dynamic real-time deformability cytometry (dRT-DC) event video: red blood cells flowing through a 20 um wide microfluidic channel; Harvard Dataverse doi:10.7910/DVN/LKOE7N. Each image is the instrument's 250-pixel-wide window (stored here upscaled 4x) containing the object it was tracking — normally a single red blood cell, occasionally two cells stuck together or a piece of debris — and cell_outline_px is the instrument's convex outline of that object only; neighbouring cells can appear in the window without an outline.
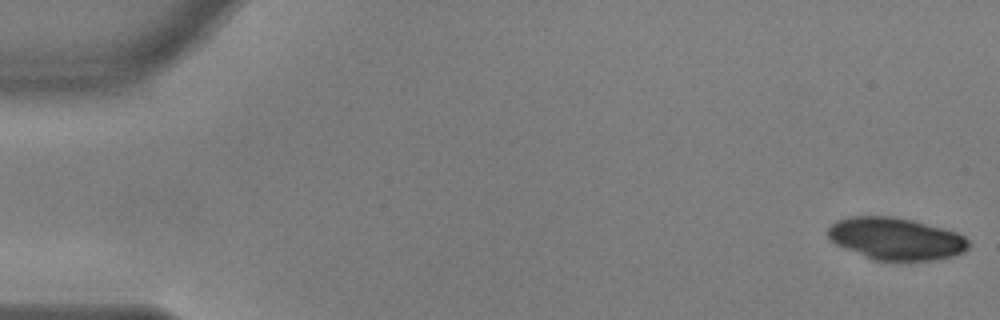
{"species": "common noctule bat (a hibernating species)", "species_latin": "Nyctalus noctula", "temperature_condition": "warm", "stored_images_in_passage": 13, "camera_frame_rate_fps": 3000, "um_per_image_px": 0.085, "animal": {"sex": "male", "body_mass_g": 17.9, "forearm_length_mm": 54.2}, "frame": {"image": 1, "passage_image": 1, "time_ms": 0.0, "image_size_px": [1000, 320], "cell_outline_px": [[968, 248], [964, 252], [952, 256], [936, 260], [872, 260], [836, 244], [828, 236], [828, 228], [836, 220], [848, 216], [892, 216], [912, 220], [944, 228], [956, 232], [964, 236], [968, 240]], "centroid_in_image_um": [76.15, 20.28], "position_along_channel_um": 8.9, "area_um2": 34.56}}